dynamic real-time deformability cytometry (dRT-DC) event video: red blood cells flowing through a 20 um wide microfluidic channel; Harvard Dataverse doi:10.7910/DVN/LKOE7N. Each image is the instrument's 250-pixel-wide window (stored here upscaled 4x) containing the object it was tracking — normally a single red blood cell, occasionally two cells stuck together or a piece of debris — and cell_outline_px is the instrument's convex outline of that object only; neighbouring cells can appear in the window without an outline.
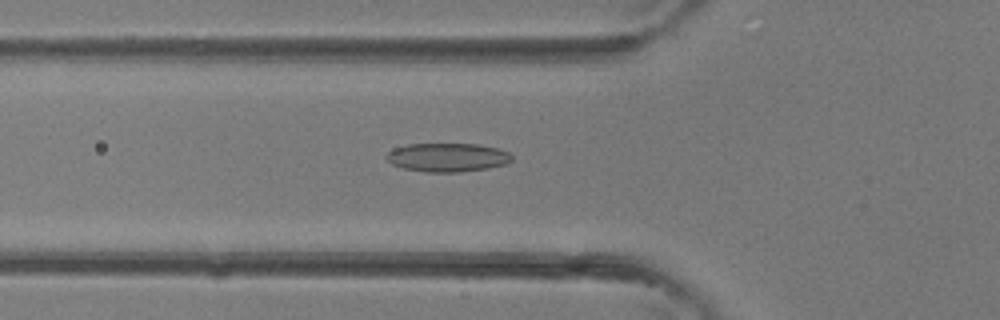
{"species": "common noctule bat (a hibernating species)", "species_latin": "Nyctalus noctula", "temperature_condition": "room temperature", "stored_images_in_passage": 4, "camera_frame_rate_fps": 3000, "um_per_image_px": 0.085, "animal": {"sex": "female"}, "frame": {"image": 1, "passage_image": 3, "time_ms": 0.667, "image_size_px": [1000, 320], "cell_outline_px": [[512, 160], [508, 164], [488, 168], [460, 172], [424, 172], [404, 168], [392, 164], [388, 160], [388, 152], [396, 148], [408, 144], [476, 144], [496, 148], [508, 152], [512, 156]], "centroid_in_image_um": [38.08, 13.38], "position_along_channel_um": 87.7, "area_um2": 20.81}}